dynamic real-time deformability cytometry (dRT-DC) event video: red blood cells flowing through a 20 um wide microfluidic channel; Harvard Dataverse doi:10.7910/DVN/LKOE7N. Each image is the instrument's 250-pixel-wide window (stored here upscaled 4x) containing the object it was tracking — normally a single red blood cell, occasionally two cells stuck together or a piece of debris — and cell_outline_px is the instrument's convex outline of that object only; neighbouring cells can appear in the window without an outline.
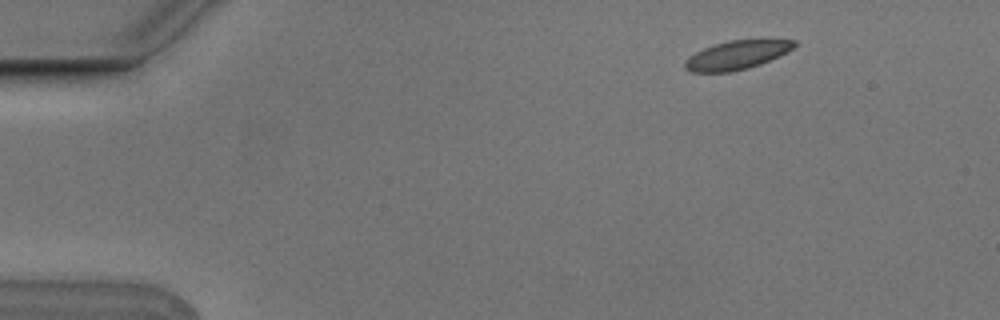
{"species": "Egyptian fruit bat (a non-hibernating species)", "species_latin": "Rousettus aegyptiacus", "temperature_condition": "cold", "stored_images_in_passage": 10, "camera_frame_rate_fps": 3000, "um_per_image_px": 0.085, "animal": {"sex": "male"}, "frame": {"image": 1, "passage_image": 2, "time_ms": 0.333, "image_size_px": [1000, 320], "cell_outline_px": [[796, 44], [788, 52], [760, 64], [748, 68], [732, 72], [692, 72], [684, 68], [684, 60], [688, 56], [712, 44], [728, 40], [760, 36], [768, 36], [796, 40]], "centroid_in_image_um": [62.7, 4.6], "position_along_channel_um": 22.3, "area_um2": 19.42}}
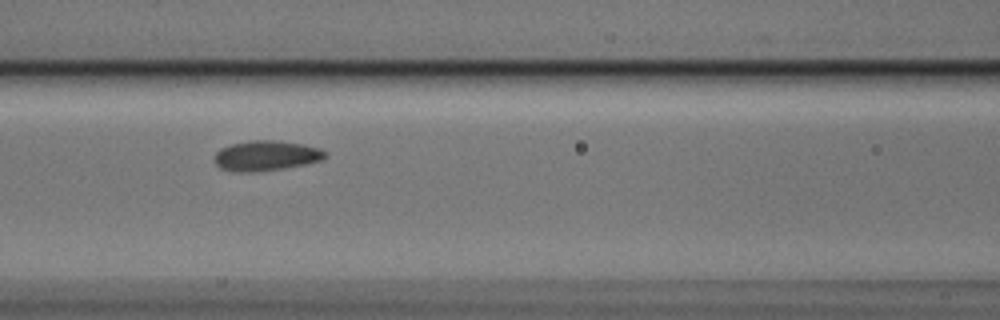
{"frame": {"image": 2, "passage_image": 6, "time_ms": 1.667, "image_size_px": [1000, 320], "cell_outline_px": [[328, 156], [324, 160], [304, 164], [256, 172], [236, 172], [220, 168], [212, 160], [216, 152], [220, 148], [232, 144], [248, 140], [272, 140], [304, 144], [320, 148], [328, 152]], "centroid_in_image_um": [22.62, 13.23], "position_along_channel_um": 144.0, "area_um2": 19.65}}
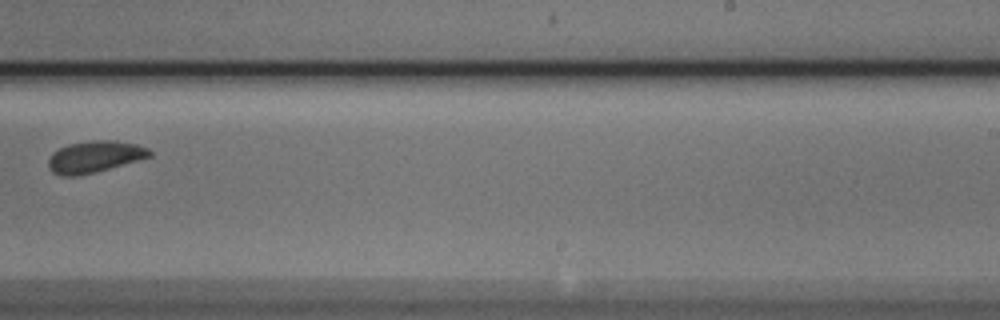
{"frame": {"image": 3, "passage_image": 9, "time_ms": 2.667, "image_size_px": [1000, 320], "cell_outline_px": [[152, 156], [96, 172], [76, 176], [60, 176], [52, 172], [48, 168], [48, 160], [52, 152], [68, 144], [92, 140], [116, 140], [136, 144], [148, 148], [152, 152]], "centroid_in_image_um": [8.02, 13.32], "position_along_channel_um": 281.0, "area_um2": 18.79}}